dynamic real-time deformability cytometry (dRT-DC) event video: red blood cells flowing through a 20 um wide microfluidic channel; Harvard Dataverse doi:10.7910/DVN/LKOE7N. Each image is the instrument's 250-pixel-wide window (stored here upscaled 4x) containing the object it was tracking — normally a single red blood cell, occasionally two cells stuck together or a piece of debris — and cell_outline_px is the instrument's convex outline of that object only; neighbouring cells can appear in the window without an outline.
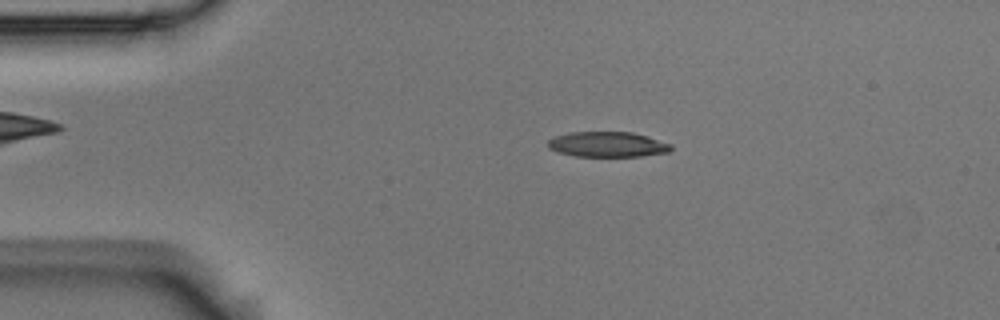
{"species": "Egyptian fruit bat (a non-hibernating species)", "species_latin": "Rousettus aegyptiacus", "temperature_condition": "room temperature", "stored_images_in_passage": 53, "camera_frame_rate_fps": 3000, "um_per_image_px": 0.085, "animal": {"sex": "male"}, "frame": {"image": 1, "passage_image": 10, "time_ms": 3.0, "image_size_px": [1000, 320], "cell_outline_px": [[672, 148], [668, 152], [640, 156], [576, 156], [560, 152], [548, 148], [548, 140], [556, 136], [568, 132], [632, 132], [672, 144]], "centroid_in_image_um": [51.63, 12.27], "position_along_channel_um": 33.4, "area_um2": 17.92}}
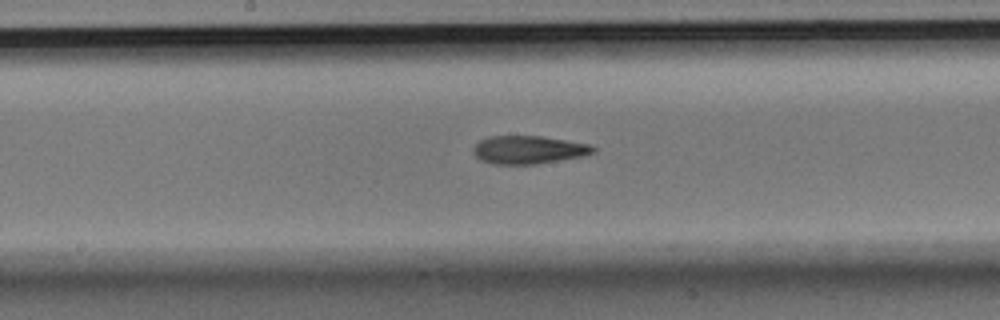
{"frame": {"image": 2, "passage_image": 27, "time_ms": 8.667, "image_size_px": [1000, 320], "cell_outline_px": [[596, 152], [584, 156], [536, 164], [492, 164], [480, 160], [472, 152], [472, 148], [480, 140], [488, 136], [540, 136], [588, 144], [596, 148]], "centroid_in_image_um": [44.9, 12.74], "position_along_channel_um": 203.3, "area_um2": 19.65}}
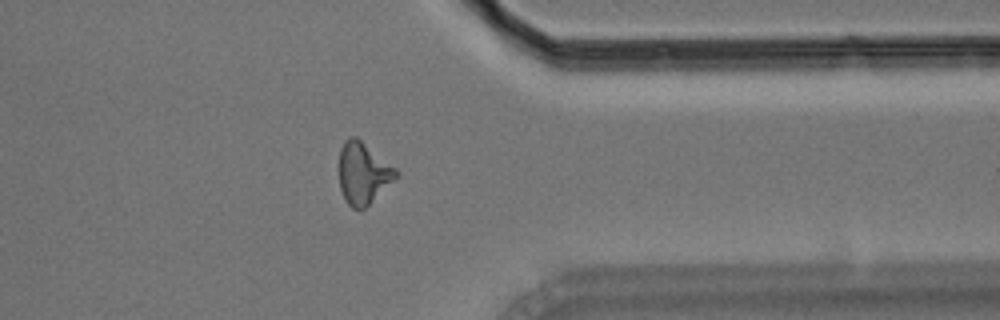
{"frame": {"image": 3, "passage_image": 42, "time_ms": 13.667, "image_size_px": [1000, 320], "cell_outline_px": [[400, 172], [364, 208], [352, 208], [344, 200], [340, 188], [340, 148], [348, 136], [356, 136], [396, 168]], "centroid_in_image_um": [30.84, 14.69], "position_along_channel_um": 380.6, "area_um2": 19.94}, "authors_computed_cell_mechanics": {"area_um2": 19.4786, "velocity_mm_per_s": 3.7094, "shape_relaxation_time_tau1_ms": null, "shape_relaxation_time_tau2_ms": 3.7068, "deformation_change_tau1": null, "deformation_change_tau2": 0.1271}}